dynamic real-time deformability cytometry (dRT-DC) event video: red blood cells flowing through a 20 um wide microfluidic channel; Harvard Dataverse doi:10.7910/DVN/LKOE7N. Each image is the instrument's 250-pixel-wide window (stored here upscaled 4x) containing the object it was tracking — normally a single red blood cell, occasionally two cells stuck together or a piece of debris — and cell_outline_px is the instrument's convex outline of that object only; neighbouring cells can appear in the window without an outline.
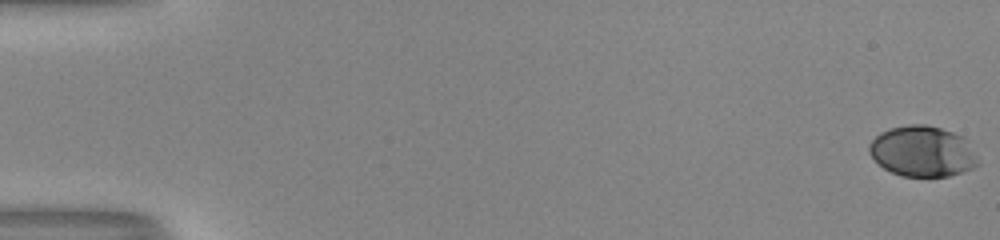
{"species": "human", "species_latin": "Homo sapiens", "temperature_condition": "room temperature", "stored_images_in_passage": 54, "camera_frame_rate_fps": 3000, "um_per_image_px": 0.085, "donor": {"sex": "male"}, "frame": {"image": 1, "passage_image": 1, "time_ms": 0.0, "image_size_px": [1000, 240], "cell_outline_px": [[980, 164], [972, 168], [948, 176], [900, 176], [884, 168], [868, 152], [868, 144], [880, 132], [888, 128], [908, 124], [924, 124], [940, 128], [964, 136], [968, 140]], "centroid_in_image_um": [78.41, 12.85], "position_along_channel_um": 6.6, "area_um2": 32.19}}
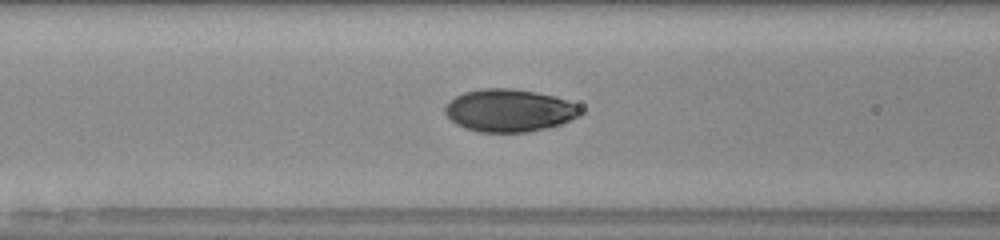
{"frame": {"image": 2, "passage_image": 24, "time_ms": 7.667, "image_size_px": [1000, 240], "cell_outline_px": [[584, 112], [580, 116], [560, 124], [548, 128], [528, 132], [480, 132], [464, 128], [456, 124], [444, 112], [444, 108], [456, 96], [464, 92], [484, 88], [512, 88], [536, 92], [556, 96], [568, 100], [576, 104]], "centroid_in_image_um": [43.33, 9.39], "position_along_channel_um": 123.3, "area_um2": 33.76}}
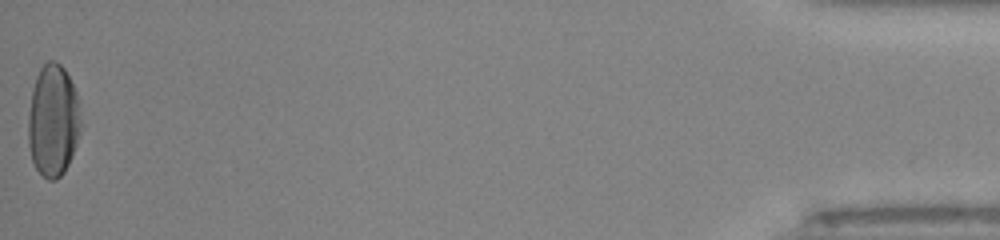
{"frame": {"image": 3, "passage_image": 54, "time_ms": 17.667, "image_size_px": [1000, 240], "cell_outline_px": [[80, 132], [72, 156], [64, 172], [56, 180], [48, 180], [36, 168], [32, 160], [28, 144], [28, 116], [32, 88], [36, 76], [40, 68], [48, 60], [52, 60], [60, 64], [64, 68], [76, 92], [80, 116]], "centroid_in_image_um": [4.5, 10.25], "position_along_channel_um": 430.7, "area_um2": 34.33}, "authors_computed_cell_mechanics": {"area_um2": 33.0038, "velocity_mm_per_s": 4.0456, "shape_relaxation_time_tau1_ms": 3.8752, "shape_relaxation_time_tau2_ms": 0.734, "deformation_change_tau1": 0.1773, "deformation_change_tau2": 0.0345}}